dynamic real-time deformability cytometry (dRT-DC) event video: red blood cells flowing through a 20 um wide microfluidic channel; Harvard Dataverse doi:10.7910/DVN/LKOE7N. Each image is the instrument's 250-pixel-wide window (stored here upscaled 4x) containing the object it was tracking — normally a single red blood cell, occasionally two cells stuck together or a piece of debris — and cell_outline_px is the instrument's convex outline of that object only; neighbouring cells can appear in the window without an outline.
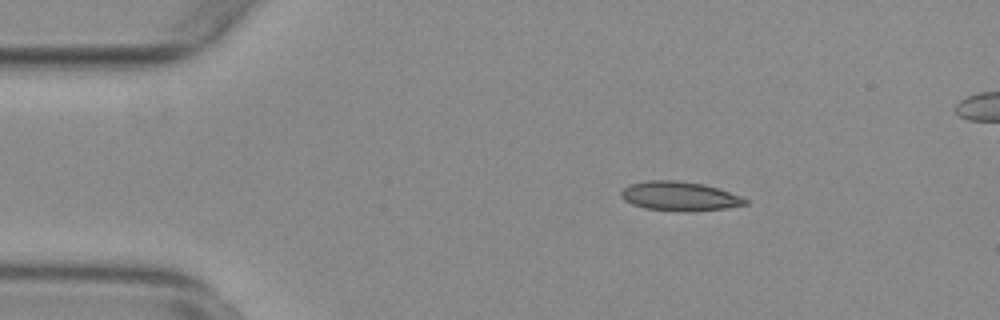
{"species": "common noctule bat (a hibernating species)", "species_latin": "Nyctalus noctula", "temperature_condition": "warm", "stored_images_in_passage": 52, "camera_frame_rate_fps": 3000, "um_per_image_px": 0.085, "animal": {"sex": "female", "body_mass_g": 29.2, "forearm_length_mm": 56.3}, "frame": {"image": 1, "passage_image": 8, "time_ms": 2.333, "image_size_px": [1000, 320], "cell_outline_px": [[748, 204], [724, 208], [696, 212], [644, 208], [632, 204], [624, 200], [620, 196], [620, 192], [628, 184], [648, 180], [676, 180], [704, 184], [740, 196], [748, 200]], "centroid_in_image_um": [57.73, 16.67], "position_along_channel_um": 27.3, "area_um2": 21.1}}
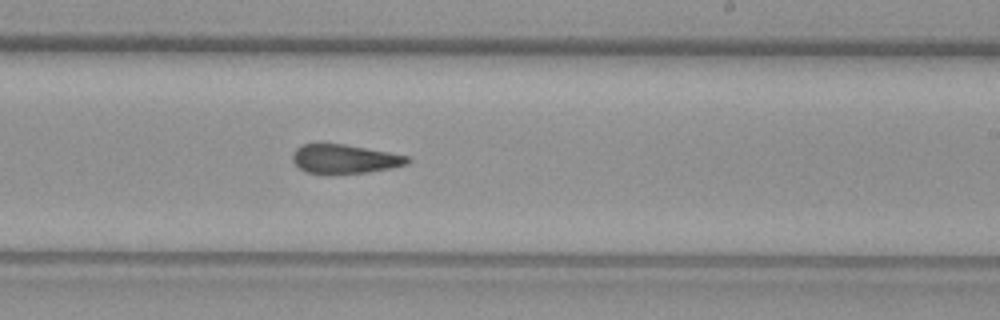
{"frame": {"image": 2, "passage_image": 31, "time_ms": 10.0, "image_size_px": [1000, 320], "cell_outline_px": [[412, 160], [408, 164], [392, 168], [368, 172], [332, 176], [324, 176], [304, 172], [292, 160], [292, 152], [300, 144], [316, 140], [344, 144], [388, 152], [408, 156]], "centroid_in_image_um": [29.19, 13.51], "position_along_channel_um": 259.8, "area_um2": 20.75}}
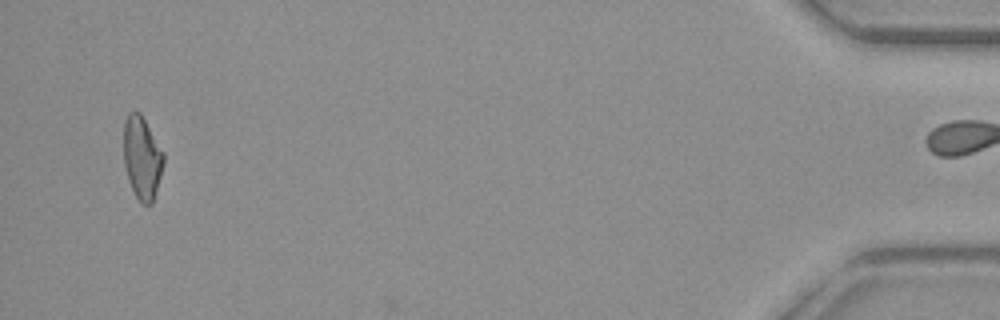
{"frame": {"image": 3, "passage_image": 51, "time_ms": 16.667, "image_size_px": [1000, 320], "cell_outline_px": [[164, 164], [152, 204], [140, 204], [128, 180], [124, 164], [124, 120], [128, 112], [140, 112], [164, 152]], "centroid_in_image_um": [12.07, 13.41], "position_along_channel_um": 423.1, "area_um2": 19.31}, "authors_computed_cell_mechanics": {"area_um2": 20.4323, "velocity_mm_per_s": 3.8145, "shape_relaxation_time_tau1_ms": null, "shape_relaxation_time_tau2_ms": 4.4755, "deformation_change_tau1": null, "deformation_change_tau2": 0.129}}